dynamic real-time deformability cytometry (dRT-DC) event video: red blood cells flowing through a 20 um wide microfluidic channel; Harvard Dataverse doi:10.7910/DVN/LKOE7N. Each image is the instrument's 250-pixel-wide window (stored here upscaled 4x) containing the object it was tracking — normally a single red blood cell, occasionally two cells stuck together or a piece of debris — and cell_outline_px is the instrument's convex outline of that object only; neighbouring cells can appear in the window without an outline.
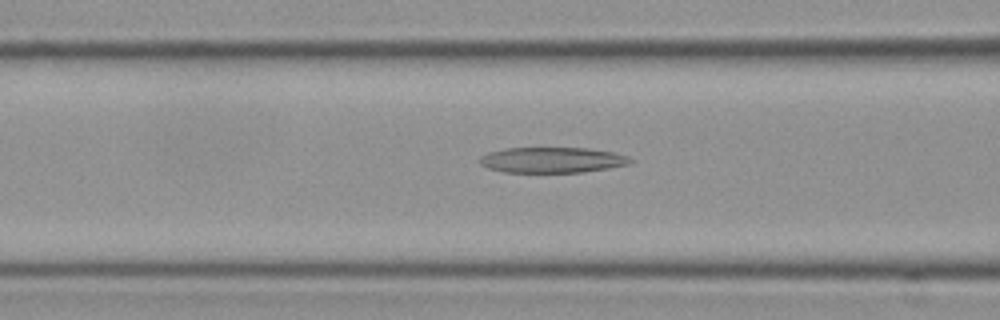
{"species": "Egyptian fruit bat (a non-hibernating species)", "species_latin": "Rousettus aegyptiacus", "temperature_condition": "cold", "stored_images_in_passage": 16, "camera_frame_rate_fps": 3000, "um_per_image_px": 0.085, "frame": {"image": 1, "passage_image": 10, "time_ms": 3.0, "image_size_px": [1000, 320], "cell_outline_px": [[632, 160], [628, 164], [608, 168], [580, 172], [504, 172], [488, 168], [480, 164], [480, 156], [488, 152], [504, 148], [588, 148], [612, 152], [628, 156]], "centroid_in_image_um": [46.89, 13.59], "position_along_channel_um": 119.7, "area_um2": 22.31}}
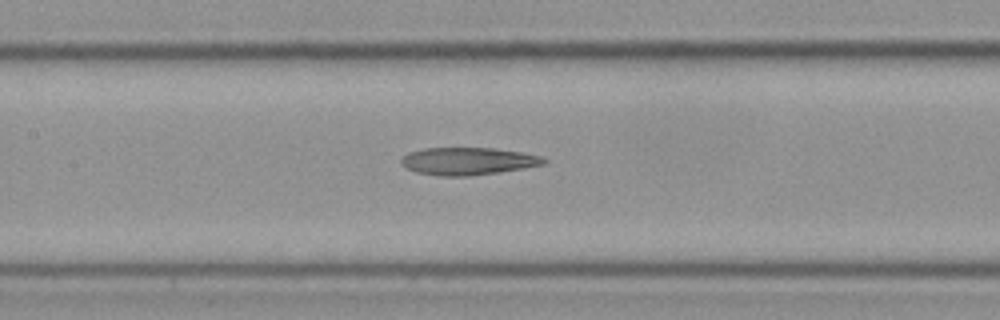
{"frame": {"image": 2, "passage_image": 14, "time_ms": 4.333, "image_size_px": [1000, 320], "cell_outline_px": [[548, 160], [544, 164], [496, 172], [468, 176], [440, 176], [416, 172], [400, 164], [400, 160], [408, 152], [424, 148], [496, 148], [520, 152], [540, 156]], "centroid_in_image_um": [39.73, 13.69], "position_along_channel_um": 167.7, "area_um2": 22.6}}